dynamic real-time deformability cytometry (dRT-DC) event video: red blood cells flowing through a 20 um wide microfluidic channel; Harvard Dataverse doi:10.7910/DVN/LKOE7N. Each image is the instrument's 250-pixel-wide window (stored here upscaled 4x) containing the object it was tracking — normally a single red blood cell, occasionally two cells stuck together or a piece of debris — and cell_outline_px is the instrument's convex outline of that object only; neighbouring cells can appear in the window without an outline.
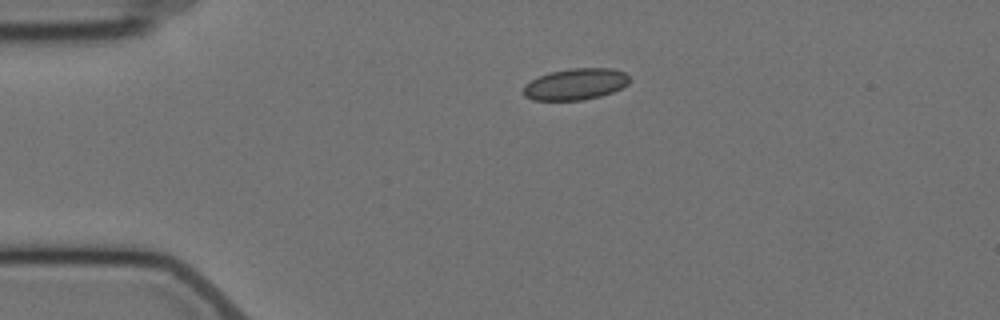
{"species": "Egyptian fruit bat (a non-hibernating species)", "species_latin": "Rousettus aegyptiacus", "temperature_condition": "cold", "stored_images_in_passage": 2, "camera_frame_rate_fps": 3000, "um_per_image_px": 0.085, "animal": {"sex": "female"}, "frame": {"image": 1, "passage_image": 1, "time_ms": 0.0, "image_size_px": [1000, 320], "cell_outline_px": [[628, 84], [612, 92], [600, 96], [580, 100], [532, 100], [524, 96], [524, 84], [548, 72], [572, 68], [612, 68], [624, 72], [628, 76]], "centroid_in_image_um": [48.9, 7.15], "position_along_channel_um": 36.1, "area_um2": 19.31}}